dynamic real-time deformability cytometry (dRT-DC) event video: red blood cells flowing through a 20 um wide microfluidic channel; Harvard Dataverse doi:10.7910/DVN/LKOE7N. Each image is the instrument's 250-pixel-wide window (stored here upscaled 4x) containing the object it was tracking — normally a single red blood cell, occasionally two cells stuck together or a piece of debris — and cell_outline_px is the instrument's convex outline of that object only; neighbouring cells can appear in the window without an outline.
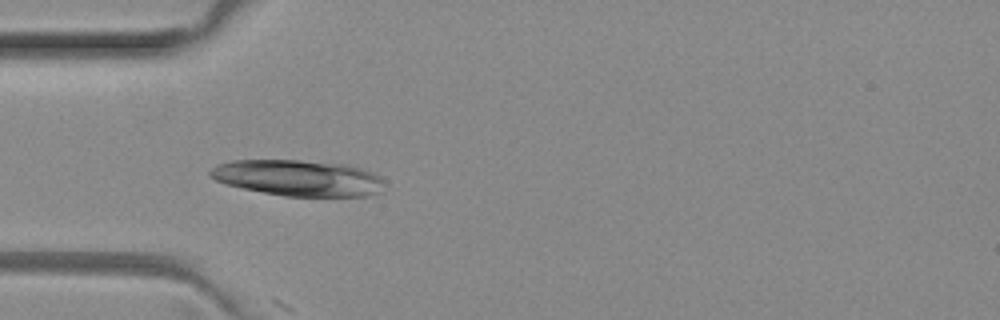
{"species": "common noctule bat (a hibernating species)", "species_latin": "Nyctalus noctula", "temperature_condition": "room temperature", "stored_images_in_passage": 6, "camera_frame_rate_fps": 3000, "um_per_image_px": 0.085, "animal": {"sex": "female", "body_mass_g": 29.2, "forearm_length_mm": 56.3}, "frame": {"image": 1, "passage_image": 4, "time_ms": 1.0, "image_size_px": [1000, 320], "cell_outline_px": [[380, 192], [368, 196], [284, 196], [224, 184], [208, 176], [208, 172], [216, 164], [232, 160], [300, 160], [344, 164], [360, 168], [372, 172], [380, 176]], "centroid_in_image_um": [25.28, 15.12], "position_along_channel_um": 59.7, "area_um2": 36.41}}
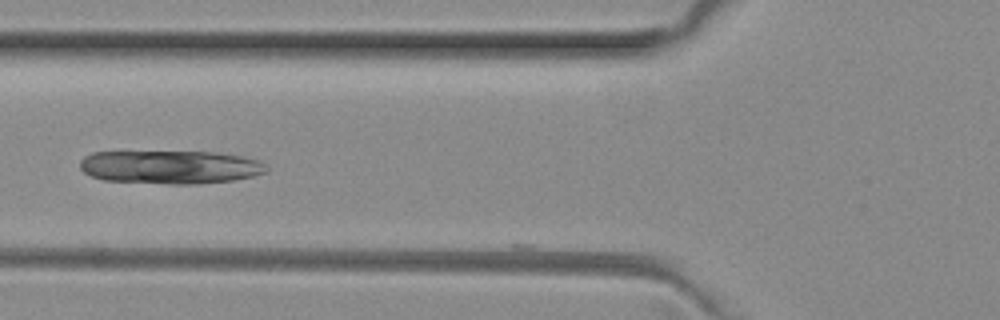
{"frame": {"image": 2, "passage_image": 5, "time_ms": 1.333, "image_size_px": [1000, 320], "cell_outline_px": [[268, 168], [264, 172], [252, 176], [232, 180], [200, 184], [168, 184], [104, 180], [92, 176], [84, 172], [80, 168], [80, 160], [84, 156], [92, 152], [216, 152], [244, 156], [260, 160]], "centroid_in_image_um": [14.47, 14.2], "position_along_channel_um": 111.3, "area_um2": 36.36}}